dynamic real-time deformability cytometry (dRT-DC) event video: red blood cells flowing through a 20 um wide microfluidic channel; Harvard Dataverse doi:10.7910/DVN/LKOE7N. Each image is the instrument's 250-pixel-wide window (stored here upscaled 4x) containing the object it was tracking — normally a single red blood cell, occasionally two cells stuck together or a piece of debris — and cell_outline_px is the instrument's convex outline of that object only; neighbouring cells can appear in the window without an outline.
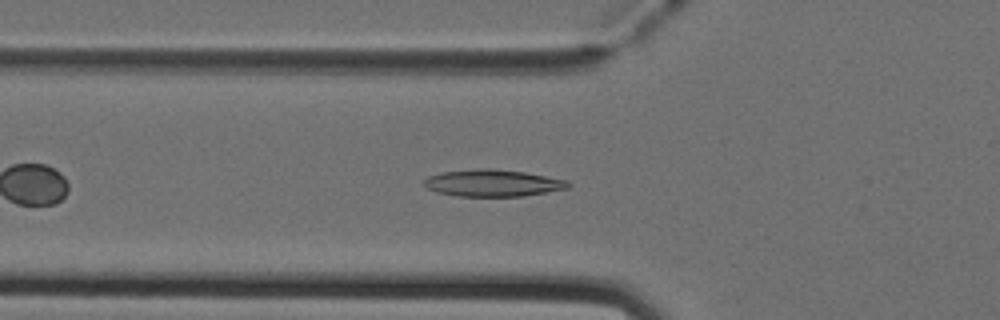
{"species": "Egyptian fruit bat (a non-hibernating species)", "species_latin": "Rousettus aegyptiacus", "temperature_condition": "cold", "stored_images_in_passage": 41, "camera_frame_rate_fps": 3000, "um_per_image_px": 0.085, "animal": {"sex": "female"}, "frame": {"image": 1, "passage_image": 10, "time_ms": 3.0, "image_size_px": [1000, 320], "cell_outline_px": [[572, 184], [568, 188], [524, 196], [460, 196], [436, 192], [424, 188], [420, 184], [428, 176], [440, 172], [476, 168], [492, 168], [524, 172], [568, 180]], "centroid_in_image_um": [41.83, 15.55], "position_along_channel_um": 84.0, "area_um2": 22.89}}
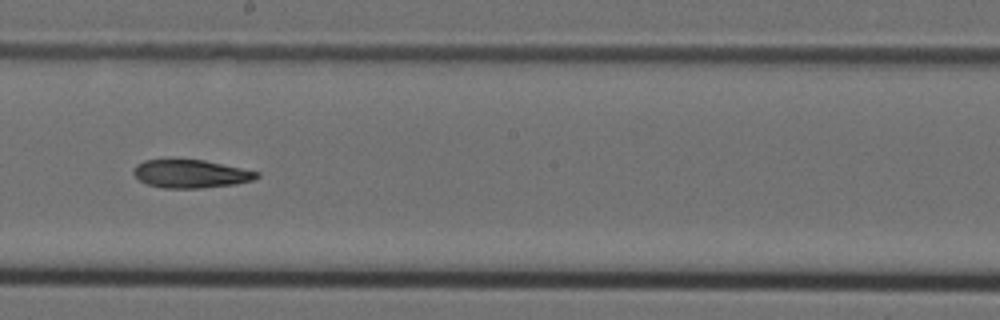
{"frame": {"image": 2, "passage_image": 21, "time_ms": 6.667, "image_size_px": [1000, 320], "cell_outline_px": [[260, 176], [252, 180], [236, 184], [200, 188], [164, 188], [148, 184], [140, 180], [132, 172], [136, 164], [144, 160], [172, 156], [204, 160], [260, 172]], "centroid_in_image_um": [16.16, 14.72], "position_along_channel_um": 232.0, "area_um2": 20.92}}
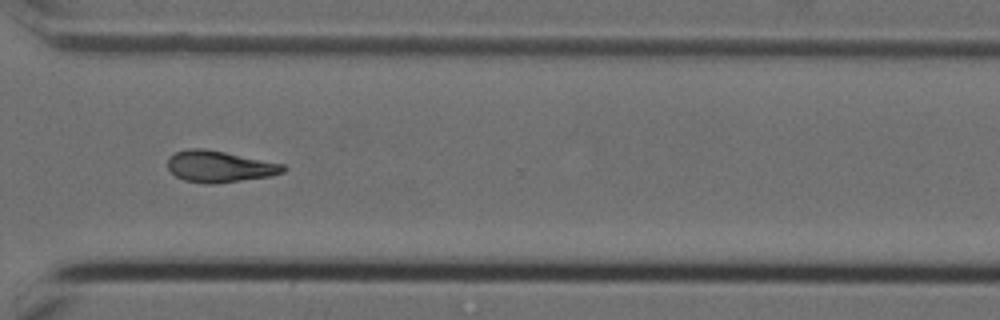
{"frame": {"image": 3, "passage_image": 30, "time_ms": 9.667, "image_size_px": [1000, 320], "cell_outline_px": [[288, 168], [284, 172], [272, 176], [212, 184], [204, 184], [184, 180], [176, 176], [168, 168], [168, 156], [176, 152], [188, 148], [204, 148], [284, 164]], "centroid_in_image_um": [18.66, 14.15], "position_along_channel_um": 351.9, "area_um2": 21.21}}